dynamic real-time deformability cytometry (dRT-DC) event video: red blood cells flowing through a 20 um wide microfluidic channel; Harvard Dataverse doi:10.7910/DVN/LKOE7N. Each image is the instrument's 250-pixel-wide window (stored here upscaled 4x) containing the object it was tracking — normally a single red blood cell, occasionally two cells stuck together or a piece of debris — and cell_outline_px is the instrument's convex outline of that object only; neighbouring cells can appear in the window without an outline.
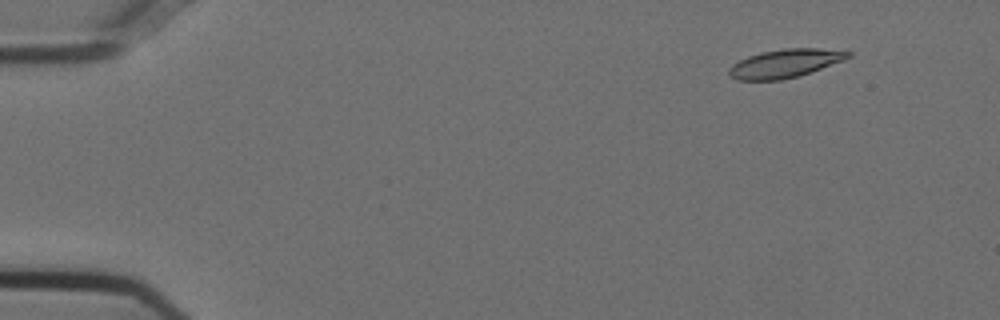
{"species": "Egyptian fruit bat (a non-hibernating species)", "species_latin": "Rousettus aegyptiacus", "temperature_condition": "cold", "stored_images_in_passage": 50, "camera_frame_rate_fps": 3000, "um_per_image_px": 0.085, "animal": {"sex": "female"}, "frame": {"image": 1, "passage_image": 1, "time_ms": 0.0, "image_size_px": [1000, 320], "cell_outline_px": [[852, 56], [844, 60], [800, 76], [780, 80], [736, 80], [728, 76], [728, 68], [732, 64], [748, 56], [760, 52], [784, 48], [820, 48], [852, 52]], "centroid_in_image_um": [66.71, 5.39], "position_along_channel_um": 18.3, "area_um2": 19.94}}
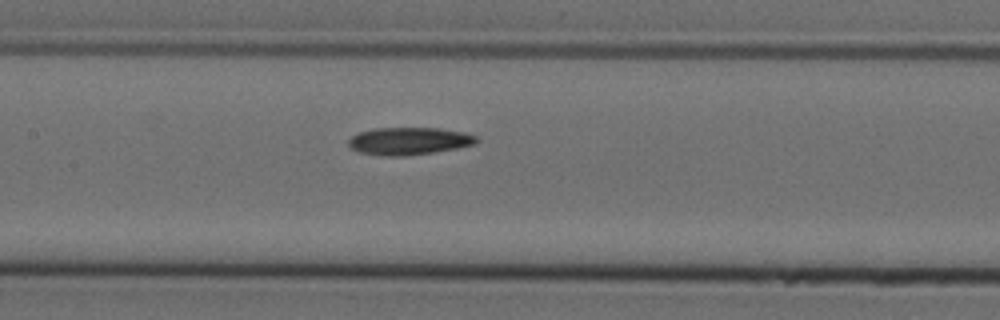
{"frame": {"image": 2, "passage_image": 22, "time_ms": 7.0, "image_size_px": [1000, 320], "cell_outline_px": [[480, 140], [476, 144], [456, 148], [432, 152], [404, 156], [388, 156], [360, 152], [352, 148], [348, 144], [348, 140], [352, 136], [360, 132], [376, 128], [440, 128], [464, 132], [476, 136]], "centroid_in_image_um": [34.8, 11.98], "position_along_channel_um": 172.6, "area_um2": 20.35}}
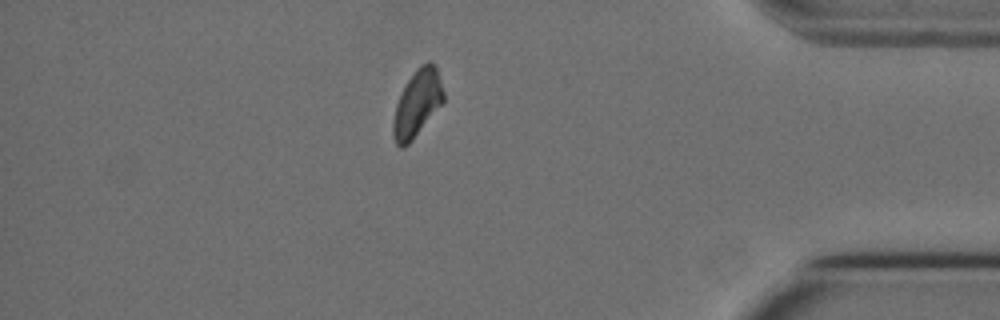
{"frame": {"image": 3, "passage_image": 43, "time_ms": 14.0, "image_size_px": [1000, 320], "cell_outline_px": [[444, 100], [412, 140], [404, 148], [400, 148], [396, 144], [392, 136], [392, 120], [396, 104], [408, 80], [416, 68], [420, 64], [428, 60], [432, 60], [436, 68], [444, 92]], "centroid_in_image_um": [35.44, 8.78], "position_along_channel_um": 399.8, "area_um2": 19.42}, "authors_computed_cell_mechanics": {"area_um2": 20.1722, "velocity_mm_per_s": 3.7038, "shape_relaxation_time_tau1_ms": null, "shape_relaxation_time_tau2_ms": 5.838, "deformation_change_tau1": null, "deformation_change_tau2": 0.111}}